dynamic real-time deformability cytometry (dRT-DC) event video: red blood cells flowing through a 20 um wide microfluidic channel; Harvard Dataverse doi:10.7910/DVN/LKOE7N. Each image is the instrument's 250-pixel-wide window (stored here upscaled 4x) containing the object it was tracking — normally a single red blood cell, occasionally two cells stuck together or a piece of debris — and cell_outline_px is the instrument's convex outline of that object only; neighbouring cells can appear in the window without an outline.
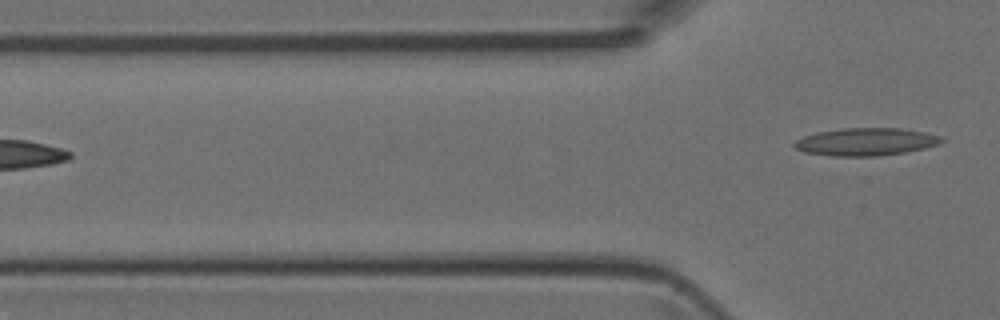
{"species": "Egyptian fruit bat (a non-hibernating species)", "species_latin": "Rousettus aegyptiacus", "temperature_condition": "room temperature", "stored_images_in_passage": 5, "camera_frame_rate_fps": 3000, "um_per_image_px": 0.085, "animal": {"sex": "female"}, "frame": {"image": 1, "passage_image": 5, "time_ms": 1.333, "image_size_px": [1000, 320], "cell_outline_px": [[944, 140], [940, 144], [924, 148], [904, 152], [876, 156], [832, 156], [804, 152], [796, 148], [792, 144], [796, 140], [804, 136], [816, 132], [840, 128], [900, 128], [924, 132], [940, 136]], "centroid_in_image_um": [73.58, 12.05], "position_along_channel_um": 52.2, "area_um2": 23.7}}